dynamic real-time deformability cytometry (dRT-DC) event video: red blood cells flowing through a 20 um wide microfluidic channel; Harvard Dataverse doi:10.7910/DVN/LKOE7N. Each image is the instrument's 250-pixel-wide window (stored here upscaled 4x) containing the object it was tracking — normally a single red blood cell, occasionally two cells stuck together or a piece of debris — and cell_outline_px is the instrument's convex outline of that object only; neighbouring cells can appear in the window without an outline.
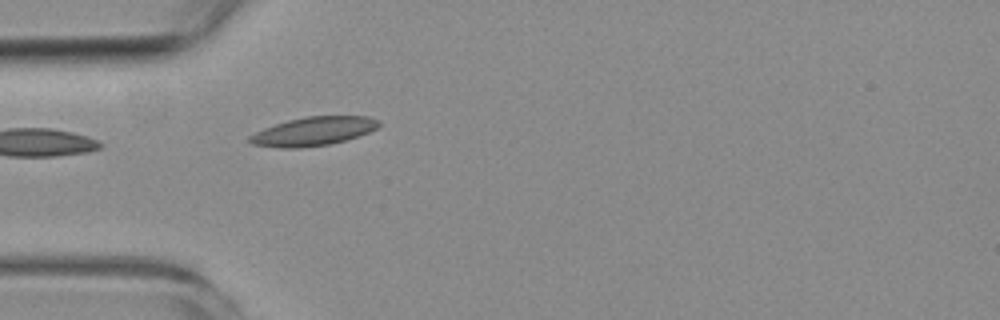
{"species": "common noctule bat (a hibernating species)", "species_latin": "Nyctalus noctula", "temperature_condition": "room temperature", "stored_images_in_passage": 1, "camera_frame_rate_fps": 3000, "um_per_image_px": 0.085, "animal": {"sex": "female", "body_mass_g": 19.3, "forearm_length_mm": 54.1}, "frame": {"image": 1, "passage_image": 1, "time_ms": 0.0, "image_size_px": [1000, 320], "cell_outline_px": [[380, 124], [376, 128], [368, 132], [344, 140], [328, 144], [300, 148], [280, 148], [252, 144], [248, 140], [248, 136], [264, 128], [288, 120], [308, 116], [368, 116], [380, 120]], "centroid_in_image_um": [26.62, 11.16], "position_along_channel_um": 58.4, "area_um2": 21.39}}